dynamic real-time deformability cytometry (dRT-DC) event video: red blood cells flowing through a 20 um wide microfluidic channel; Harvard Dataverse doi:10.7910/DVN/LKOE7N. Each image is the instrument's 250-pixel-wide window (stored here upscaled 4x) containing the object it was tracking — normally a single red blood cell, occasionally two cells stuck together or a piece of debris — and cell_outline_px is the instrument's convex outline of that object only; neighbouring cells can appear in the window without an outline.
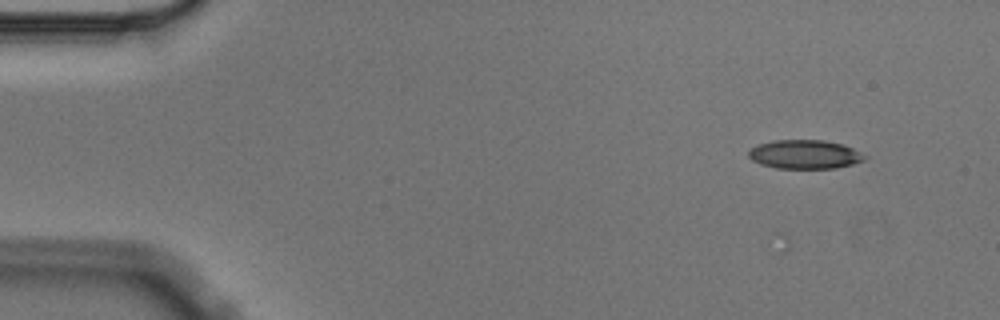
{"species": "Egyptian fruit bat (a non-hibernating species)", "species_latin": "Rousettus aegyptiacus", "temperature_condition": "cold", "stored_images_in_passage": 5, "camera_frame_rate_fps": 3000, "um_per_image_px": 0.085, "animal": {"sex": "male"}, "frame": {"image": 1, "passage_image": 2, "time_ms": 0.333, "image_size_px": [1000, 320], "cell_outline_px": [[868, 156], [864, 160], [852, 164], [836, 168], [776, 168], [760, 164], [752, 160], [748, 156], [748, 152], [752, 148], [760, 144], [772, 140], [824, 140], [840, 144], [852, 148]], "centroid_in_image_um": [68.4, 13.12], "position_along_channel_um": 16.6, "area_um2": 19.42}}
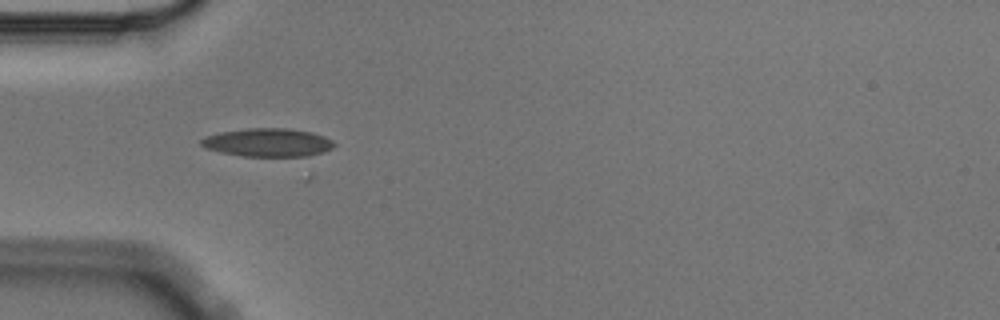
{"frame": {"image": 2, "passage_image": 5, "time_ms": 1.333, "image_size_px": [1000, 320], "cell_outline_px": [[336, 144], [332, 148], [324, 152], [308, 156], [244, 156], [220, 152], [208, 148], [200, 144], [200, 140], [204, 136], [220, 132], [248, 128], [288, 128], [312, 132], [324, 136], [332, 140]], "centroid_in_image_um": [22.79, 12.1], "position_along_channel_um": 62.2, "area_um2": 21.96}}